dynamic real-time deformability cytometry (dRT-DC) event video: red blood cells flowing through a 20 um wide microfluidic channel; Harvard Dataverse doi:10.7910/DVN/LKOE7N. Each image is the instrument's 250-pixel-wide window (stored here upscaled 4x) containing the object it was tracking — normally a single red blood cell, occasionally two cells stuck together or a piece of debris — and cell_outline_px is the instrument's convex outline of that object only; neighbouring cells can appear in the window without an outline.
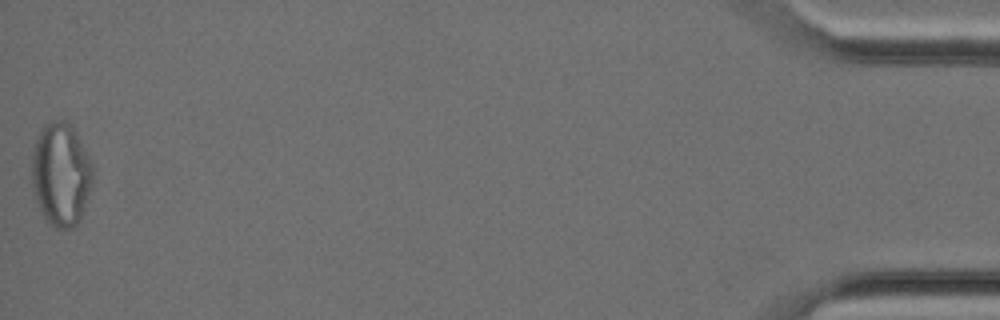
{"species": "Egyptian fruit bat (a non-hibernating species)", "species_latin": "Rousettus aegyptiacus", "temperature_condition": "cold", "stored_images_in_passage": 34, "camera_frame_rate_fps": 3000, "um_per_image_px": 0.085, "animal": {"sex": "female"}, "frame": {"image": 1, "passage_image": 34, "time_ms": 11.0, "image_size_px": [1000, 320], "cell_outline_px": [[92, 180], [80, 220], [72, 228], [56, 228], [44, 216], [36, 200], [32, 184], [32, 152], [36, 140], [44, 124], [56, 120], [64, 120], [72, 124], [92, 164]], "centroid_in_image_um": [5.17, 14.79], "position_along_channel_um": 430.0, "area_um2": 36.24}}